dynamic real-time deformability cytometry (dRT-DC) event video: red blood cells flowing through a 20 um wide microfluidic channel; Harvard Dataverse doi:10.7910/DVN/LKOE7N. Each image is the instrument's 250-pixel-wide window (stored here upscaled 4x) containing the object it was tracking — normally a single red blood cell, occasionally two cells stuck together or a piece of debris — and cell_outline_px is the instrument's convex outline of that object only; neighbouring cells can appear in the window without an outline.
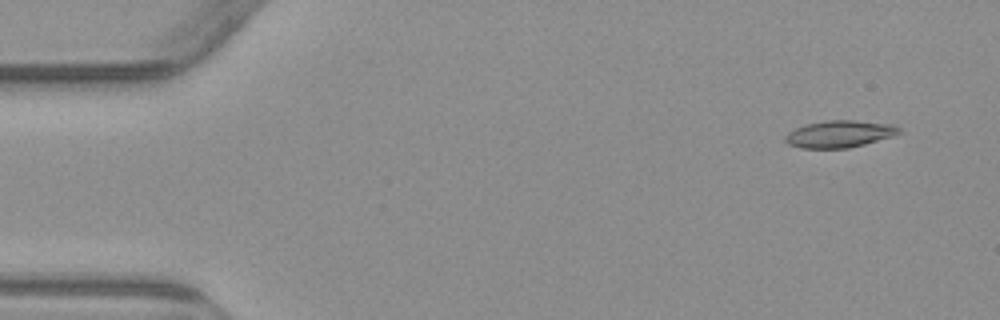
{"species": "common noctule bat (a hibernating species)", "species_latin": "Nyctalus noctula", "temperature_condition": "warm", "stored_images_in_passage": 5, "camera_frame_rate_fps": 3000, "um_per_image_px": 0.085, "animal": {"sex": "male", "body_mass_g": 23.1, "forearm_length_mm": 52.7}, "frame": {"image": 1, "passage_image": 1, "time_ms": 0.0, "image_size_px": [1000, 320], "cell_outline_px": [[900, 132], [892, 136], [864, 144], [848, 148], [800, 148], [788, 144], [784, 140], [784, 136], [788, 132], [796, 128], [808, 124], [828, 120], [852, 120], [892, 124], [900, 128]], "centroid_in_image_um": [71.33, 11.39], "position_along_channel_um": 13.7, "area_um2": 17.74}}
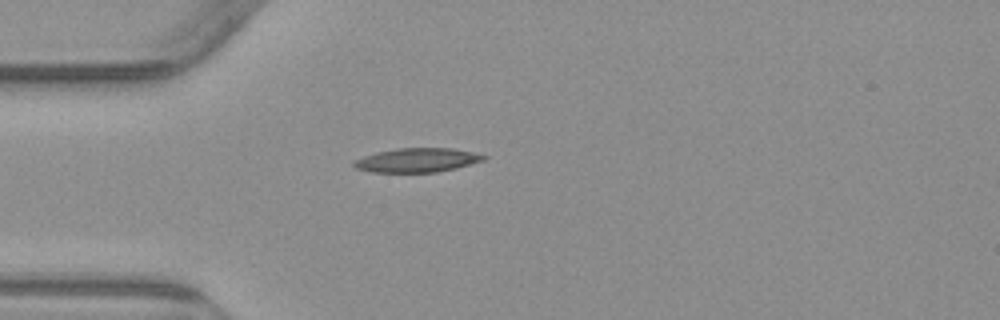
{"frame": {"image": 2, "passage_image": 4, "time_ms": 3.667, "image_size_px": [1000, 320], "cell_outline_px": [[488, 156], [484, 160], [456, 168], [436, 172], [372, 172], [356, 168], [352, 164], [352, 160], [376, 152], [400, 148], [452, 148], [472, 152]], "centroid_in_image_um": [35.43, 13.61], "position_along_channel_um": 49.6, "area_um2": 18.15}}